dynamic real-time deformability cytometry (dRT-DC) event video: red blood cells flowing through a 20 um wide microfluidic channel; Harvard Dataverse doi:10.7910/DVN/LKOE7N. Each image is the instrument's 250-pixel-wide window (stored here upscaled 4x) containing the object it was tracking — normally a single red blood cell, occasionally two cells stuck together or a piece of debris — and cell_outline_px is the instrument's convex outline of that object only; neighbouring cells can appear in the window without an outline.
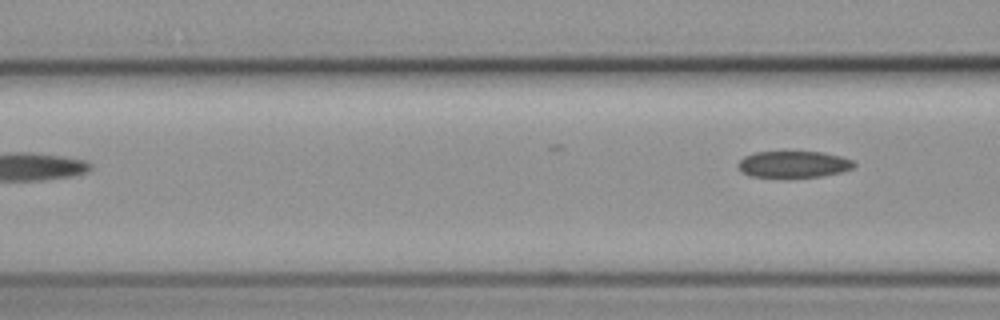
{"species": "common noctule bat (a hibernating species)", "species_latin": "Nyctalus noctula", "temperature_condition": "cold", "stored_images_in_passage": 4, "camera_frame_rate_fps": 3000, "um_per_image_px": 0.085, "animal": {"sex": "female", "body_mass_g": 19.3, "forearm_length_mm": 54.1}, "frame": {"image": 1, "passage_image": 4, "time_ms": 3.667, "image_size_px": [1000, 320], "cell_outline_px": [[856, 164], [852, 168], [844, 172], [820, 176], [788, 180], [748, 176], [736, 164], [744, 156], [756, 152], [824, 152], [840, 156], [852, 160]], "centroid_in_image_um": [67.44, 14.01], "position_along_channel_um": 99.2, "area_um2": 18.67}}